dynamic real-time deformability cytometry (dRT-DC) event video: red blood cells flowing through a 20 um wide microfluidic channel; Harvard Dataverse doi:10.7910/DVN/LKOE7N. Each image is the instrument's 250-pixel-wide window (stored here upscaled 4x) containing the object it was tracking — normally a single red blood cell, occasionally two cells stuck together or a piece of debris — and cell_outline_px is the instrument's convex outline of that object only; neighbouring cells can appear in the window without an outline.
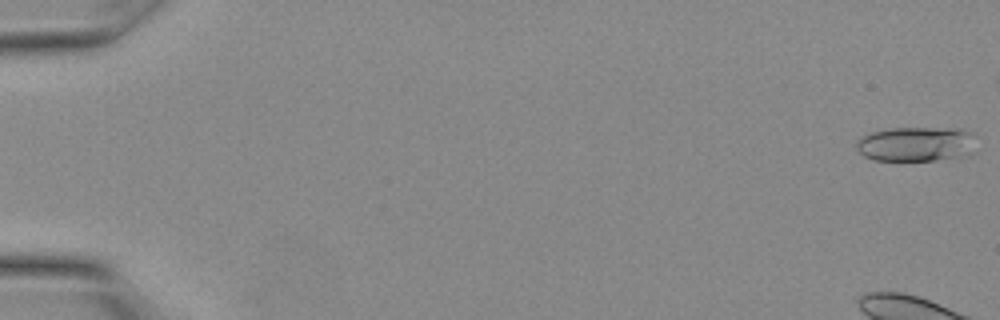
{"species": "Egyptian fruit bat (a non-hibernating species)", "species_latin": "Rousettus aegyptiacus", "temperature_condition": "warm", "stored_images_in_passage": 24, "camera_frame_rate_fps": 3000, "um_per_image_px": 0.085, "animal": {"sex": "female"}, "frame": {"image": 1, "passage_image": 1, "time_ms": 0.0, "image_size_px": [1000, 320], "cell_outline_px": [[976, 152], [968, 156], [936, 160], [872, 160], [864, 156], [856, 148], [856, 144], [864, 136], [872, 132], [888, 128], [960, 128], [976, 132]], "centroid_in_image_um": [78.02, 12.24], "position_along_channel_um": 7.0, "area_um2": 24.85}}
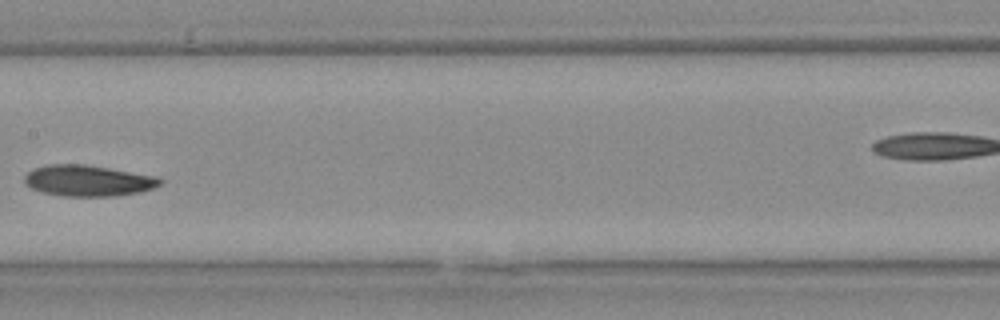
{"frame": {"image": 2, "passage_image": 17, "time_ms": 5.333, "image_size_px": [1000, 320], "cell_outline_px": [[164, 180], [160, 184], [152, 188], [136, 192], [112, 196], [64, 196], [40, 192], [24, 184], [24, 176], [32, 168], [48, 164], [84, 164], [156, 176]], "centroid_in_image_um": [7.42, 15.35], "position_along_channel_um": 200.0, "area_um2": 24.45}}